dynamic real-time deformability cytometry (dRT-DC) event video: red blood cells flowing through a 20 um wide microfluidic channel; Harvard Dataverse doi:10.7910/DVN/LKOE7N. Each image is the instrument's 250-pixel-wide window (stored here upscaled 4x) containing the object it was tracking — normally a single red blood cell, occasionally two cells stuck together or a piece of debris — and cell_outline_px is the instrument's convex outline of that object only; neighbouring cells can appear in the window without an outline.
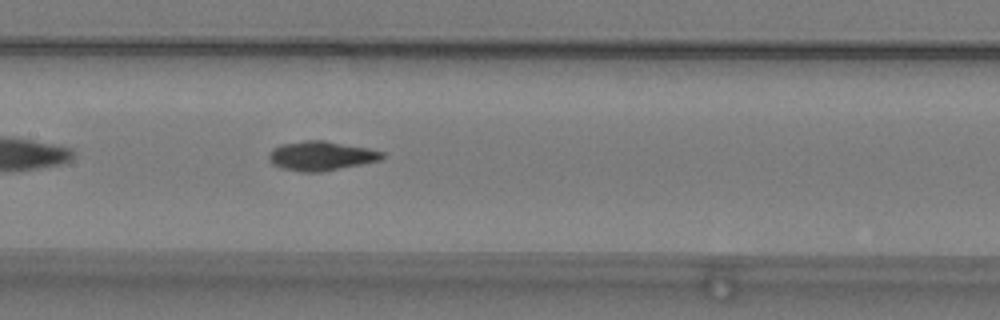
{"species": "common noctule bat (a hibernating species)", "species_latin": "Nyctalus noctula", "temperature_condition": "warm", "stored_images_in_passage": 31, "camera_frame_rate_fps": 3000, "um_per_image_px": 0.085, "animal": {"sex": "male", "body_mass_g": 19.2, "forearm_length_mm": 51.8}, "frame": {"image": 1, "passage_image": 12, "time_ms": 3.667, "image_size_px": [1000, 320], "cell_outline_px": [[384, 156], [380, 160], [360, 164], [316, 172], [304, 172], [280, 168], [272, 164], [268, 160], [268, 156], [272, 148], [280, 144], [308, 140], [324, 140], [368, 148], [384, 152]], "centroid_in_image_um": [27.24, 13.23], "position_along_channel_um": 180.2, "area_um2": 19.19}}
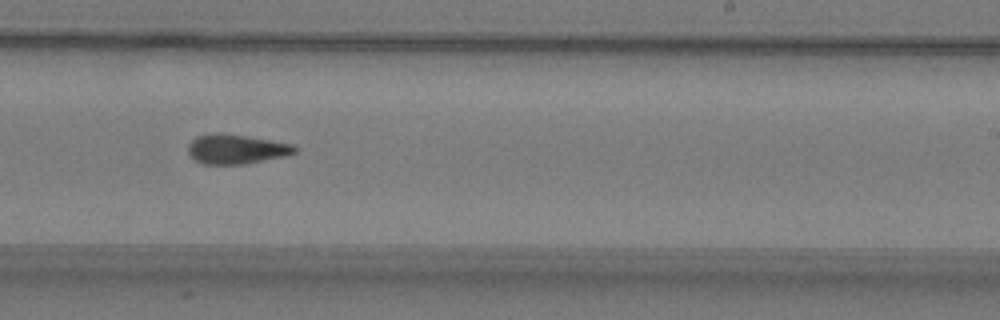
{"frame": {"image": 2, "passage_image": 19, "time_ms": 6.0, "image_size_px": [1000, 320], "cell_outline_px": [[296, 152], [284, 156], [244, 164], [204, 164], [196, 160], [188, 152], [188, 144], [196, 136], [216, 132], [248, 136], [292, 144], [296, 148]], "centroid_in_image_um": [20.05, 12.66], "position_along_channel_um": 268.9, "area_um2": 18.21}}
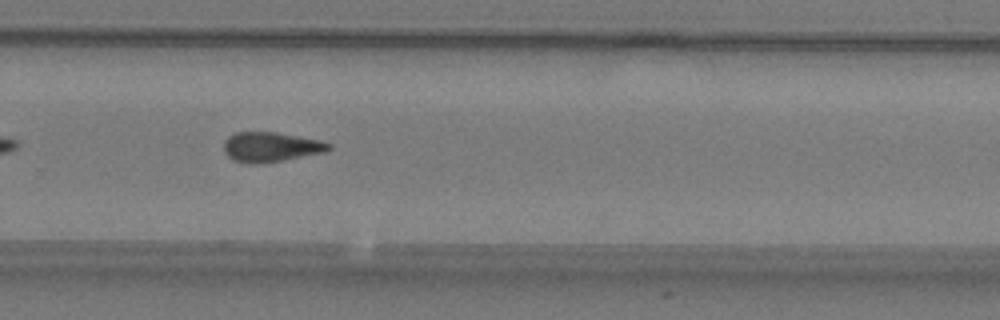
{"frame": {"image": 3, "passage_image": 22, "time_ms": 7.0, "image_size_px": [1000, 320], "cell_outline_px": [[332, 148], [324, 152], [284, 160], [260, 164], [248, 164], [232, 160], [224, 152], [224, 140], [228, 136], [236, 132], [276, 132], [320, 140], [332, 144]], "centroid_in_image_um": [23.0, 12.5], "position_along_channel_um": 306.8, "area_um2": 18.38}, "authors_computed_cell_mechanics": {"area_um2": 18.0914, "velocity_mm_per_s": 3.8227, "shape_relaxation_time_tau1_ms": 8.4792, "shape_relaxation_time_tau2_ms": 4.7058, "deformation_change_tau1": 0.1973, "deformation_change_tau2": 0.1332}}